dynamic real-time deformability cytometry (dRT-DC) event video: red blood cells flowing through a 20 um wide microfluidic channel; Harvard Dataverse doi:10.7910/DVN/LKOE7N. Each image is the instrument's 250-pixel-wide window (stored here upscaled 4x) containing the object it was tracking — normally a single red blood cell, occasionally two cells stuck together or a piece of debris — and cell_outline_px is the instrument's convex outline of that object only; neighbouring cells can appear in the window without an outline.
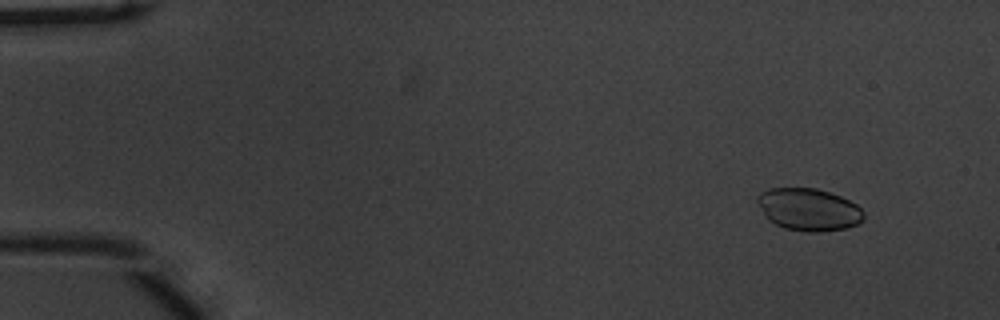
{"species": "common noctule bat (a hibernating species)", "species_latin": "Nyctalus noctula", "temperature_condition": "warm", "stored_images_in_passage": 55, "camera_frame_rate_fps": 3000, "um_per_image_px": 0.085, "animal": {"sex": "male", "body_mass_g": 20.1, "forearm_length_mm": 53.5}, "frame": {"image": 1, "passage_image": 6, "time_ms": 1.667, "image_size_px": [1000, 320], "cell_outline_px": [[864, 220], [856, 224], [844, 228], [820, 232], [804, 232], [784, 228], [768, 220], [756, 200], [756, 196], [760, 192], [768, 188], [816, 188], [840, 196], [856, 204], [864, 212]], "centroid_in_image_um": [68.72, 17.8], "position_along_channel_um": 16.3, "area_um2": 26.24}}
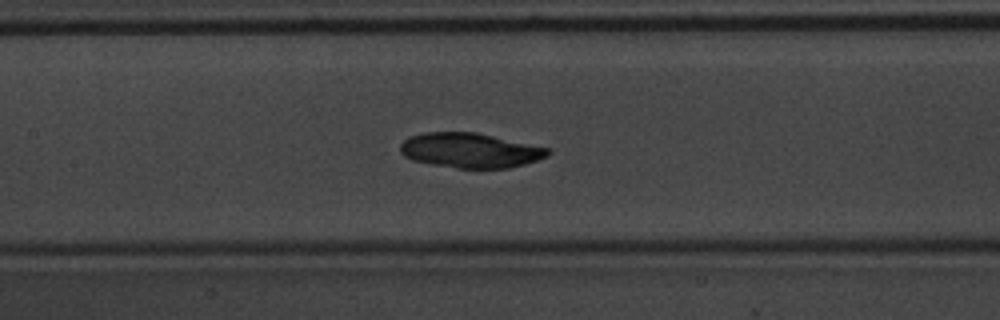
{"frame": {"image": 2, "passage_image": 27, "time_ms": 8.667, "image_size_px": [1000, 320], "cell_outline_px": [[552, 152], [548, 156], [524, 164], [508, 168], [456, 168], [412, 160], [404, 156], [400, 152], [400, 144], [408, 136], [420, 132], [476, 132], [548, 148]], "centroid_in_image_um": [39.93, 12.77], "position_along_channel_um": 167.5, "area_um2": 29.94}}
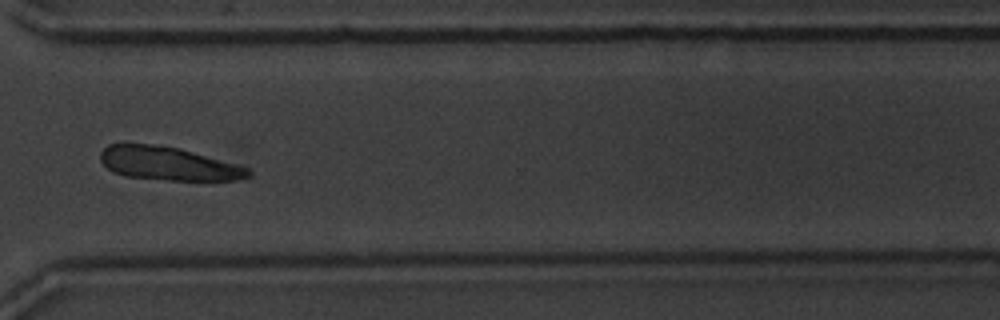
{"frame": {"image": 3, "passage_image": 42, "time_ms": 13.667, "image_size_px": [1000, 320], "cell_outline_px": [[252, 176], [236, 180], [168, 180], [128, 176], [112, 172], [100, 160], [100, 152], [108, 144], [148, 144], [180, 148], [248, 168], [252, 172]], "centroid_in_image_um": [14.29, 13.91], "position_along_channel_um": 356.3, "area_um2": 28.5}}